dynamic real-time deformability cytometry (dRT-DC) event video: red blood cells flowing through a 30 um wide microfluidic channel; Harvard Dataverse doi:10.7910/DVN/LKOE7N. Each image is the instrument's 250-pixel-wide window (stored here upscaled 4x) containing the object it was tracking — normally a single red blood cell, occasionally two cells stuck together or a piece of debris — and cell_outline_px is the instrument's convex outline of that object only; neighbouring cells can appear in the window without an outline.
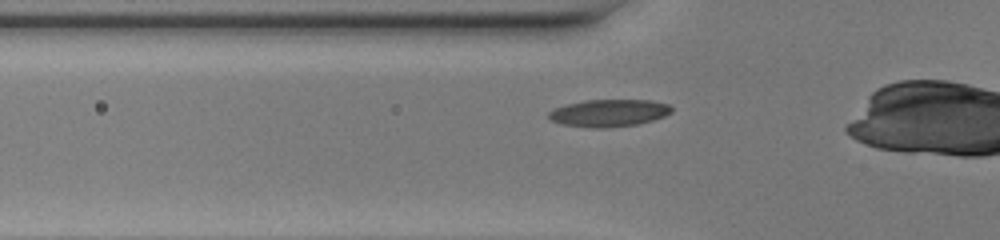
{"species": "common noctule bat (a hibernating species)", "species_latin": "Nyctalus noctula", "temperature_condition": "warm", "stored_images_in_passage": 34, "camera_frame_rate_fps": 3000, "um_per_image_px": 0.085, "animal": {"sex": "female", "body_mass_g": 20.0, "forearm_length_mm": 54.0}, "frame": {"image": 1, "passage_image": 10, "time_ms": 3.0, "image_size_px": [1000, 240], "cell_outline_px": [[672, 112], [664, 116], [652, 120], [636, 124], [604, 128], [592, 128], [560, 124], [552, 120], [548, 116], [548, 112], [552, 108], [564, 104], [584, 100], [652, 100], [668, 104], [672, 108]], "centroid_in_image_um": [51.71, 9.59], "position_along_channel_um": 74.1, "area_um2": 19.65}}
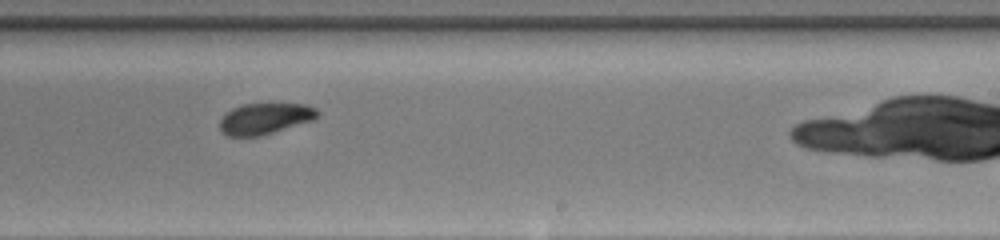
{"frame": {"image": 2, "passage_image": 24, "time_ms": 7.667, "image_size_px": [1000, 240], "cell_outline_px": [[320, 112], [312, 120], [260, 136], [228, 136], [220, 128], [220, 120], [224, 112], [240, 104], [304, 104], [316, 108]], "centroid_in_image_um": [22.48, 10.07], "position_along_channel_um": 266.5, "area_um2": 17.57}}
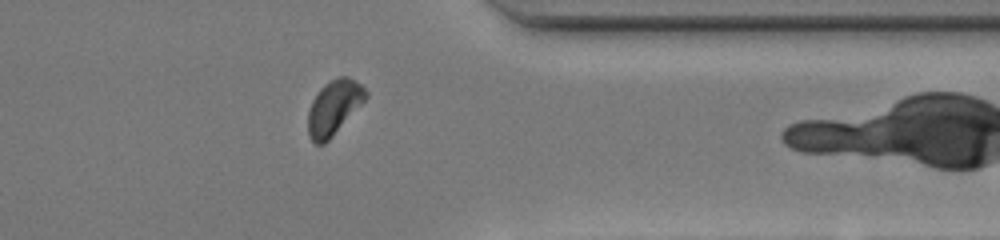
{"frame": {"image": 3, "passage_image": 33, "time_ms": 10.667, "image_size_px": [1000, 240], "cell_outline_px": [[368, 96], [332, 136], [324, 144], [316, 144], [308, 136], [308, 112], [312, 100], [320, 88], [328, 80], [340, 76], [348, 76], [360, 84], [368, 92]], "centroid_in_image_um": [28.36, 9.11], "position_along_channel_um": 383.0, "area_um2": 18.15}}